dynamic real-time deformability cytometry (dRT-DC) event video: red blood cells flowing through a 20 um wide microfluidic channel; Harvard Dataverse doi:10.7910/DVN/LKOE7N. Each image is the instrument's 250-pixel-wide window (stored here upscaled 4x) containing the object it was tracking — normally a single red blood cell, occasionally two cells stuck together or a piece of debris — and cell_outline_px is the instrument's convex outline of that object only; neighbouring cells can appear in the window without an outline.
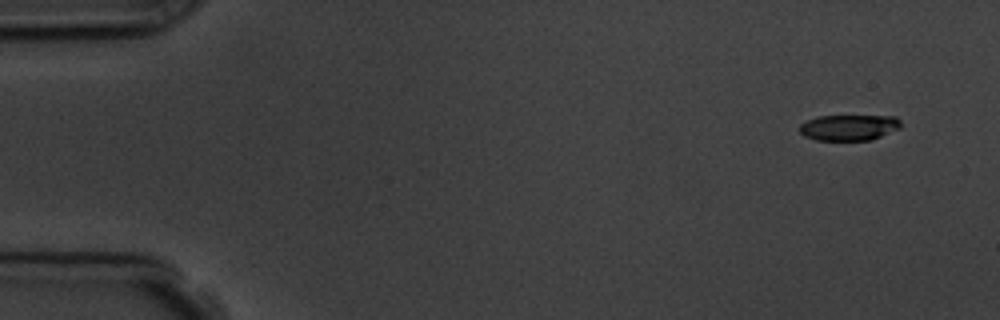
{"species": "common noctule bat (a hibernating species)", "species_latin": "Nyctalus noctula", "temperature_condition": "room temperature", "stored_images_in_passage": 5, "camera_frame_rate_fps": 3000, "um_per_image_px": 0.085, "animal": {"sex": "male", "body_mass_g": 19.5, "forearm_length_mm": 54.6}, "frame": {"image": 1, "passage_image": 5, "time_ms": 4.667, "image_size_px": [1000, 320], "cell_outline_px": [[900, 128], [872, 140], [816, 140], [804, 136], [800, 132], [800, 124], [816, 116], [896, 116], [900, 120]], "centroid_in_image_um": [72.16, 10.83], "position_along_channel_um": 12.8, "area_um2": 15.26}}